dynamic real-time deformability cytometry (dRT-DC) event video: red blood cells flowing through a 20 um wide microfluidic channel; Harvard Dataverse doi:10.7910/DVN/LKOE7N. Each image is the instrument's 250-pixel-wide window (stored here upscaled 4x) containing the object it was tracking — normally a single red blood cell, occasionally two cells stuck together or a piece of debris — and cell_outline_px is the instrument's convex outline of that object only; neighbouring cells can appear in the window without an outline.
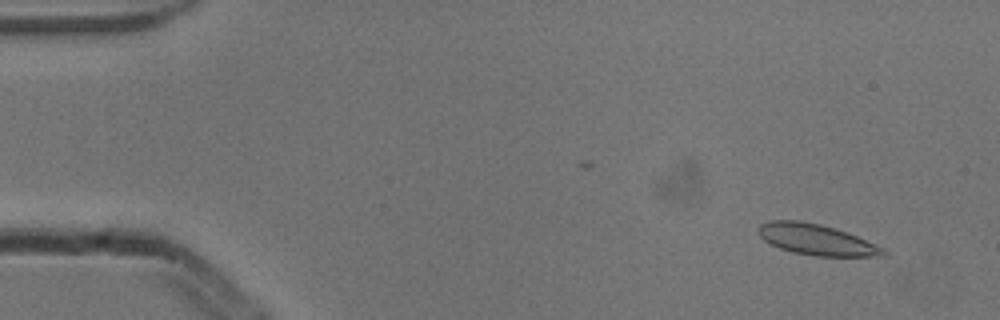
{"species": "common noctule bat (a hibernating species)", "species_latin": "Nyctalus noctula", "temperature_condition": "cold", "stored_images_in_passage": 5, "camera_frame_rate_fps": 3000, "um_per_image_px": 0.085, "animal": {"sex": "male", "body_mass_g": 13.3}, "frame": {"image": 1, "passage_image": 2, "time_ms": 0.333, "image_size_px": [1000, 320], "cell_outline_px": [[888, 256], [816, 256], [792, 252], [780, 248], [764, 240], [760, 236], [756, 228], [760, 224], [768, 220], [800, 220], [820, 224], [836, 228], [848, 232], [884, 248], [888, 252]], "centroid_in_image_um": [69.4, 20.36], "position_along_channel_um": 15.6, "area_um2": 22.66}}
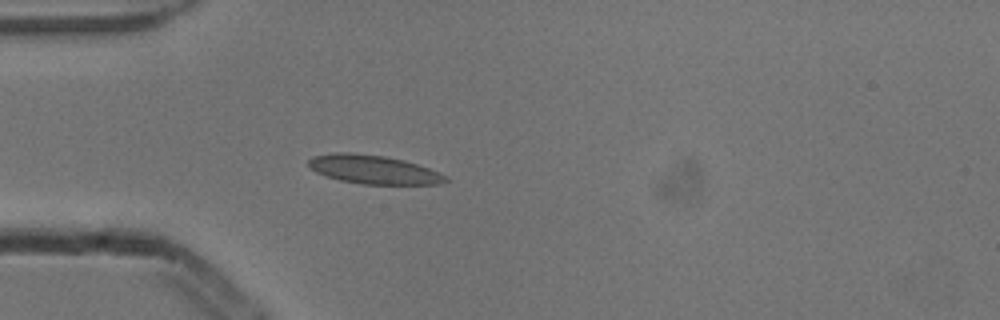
{"frame": {"image": 2, "passage_image": 5, "time_ms": 1.333, "image_size_px": [1000, 320], "cell_outline_px": [[448, 180], [440, 184], [360, 184], [340, 180], [324, 176], [308, 168], [308, 160], [312, 156], [332, 152], [348, 152], [384, 156], [404, 160], [428, 168], [448, 176]], "centroid_in_image_um": [31.69, 14.41], "position_along_channel_um": 53.3, "area_um2": 23.06}}